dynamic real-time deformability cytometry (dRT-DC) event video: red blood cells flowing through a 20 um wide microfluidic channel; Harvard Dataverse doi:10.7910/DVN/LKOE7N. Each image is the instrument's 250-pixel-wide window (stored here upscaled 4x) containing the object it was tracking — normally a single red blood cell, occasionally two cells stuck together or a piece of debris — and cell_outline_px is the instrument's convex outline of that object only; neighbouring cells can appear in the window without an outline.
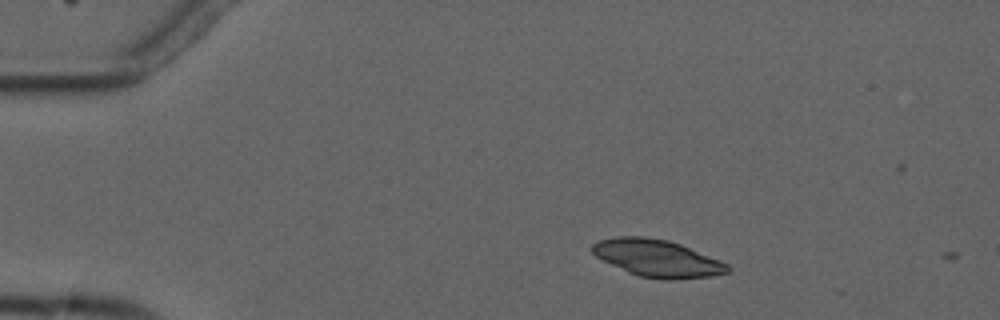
{"species": "common noctule bat (a hibernating species)", "species_latin": "Nyctalus noctula", "temperature_condition": "cold", "stored_images_in_passage": 3, "camera_frame_rate_fps": 3000, "um_per_image_px": 0.085, "animal": {"sex": "male", "forearm_length_mm": 52.5}, "frame": {"image": 1, "passage_image": 2, "time_ms": 1.0, "image_size_px": [1000, 320], "cell_outline_px": [[732, 268], [728, 272], [712, 276], [672, 280], [668, 280], [640, 276], [628, 272], [596, 256], [592, 252], [592, 244], [600, 240], [616, 236], [644, 236], [668, 240], [680, 244], [720, 260], [728, 264]], "centroid_in_image_um": [55.89, 21.95], "position_along_channel_um": 29.1, "area_um2": 29.13}}